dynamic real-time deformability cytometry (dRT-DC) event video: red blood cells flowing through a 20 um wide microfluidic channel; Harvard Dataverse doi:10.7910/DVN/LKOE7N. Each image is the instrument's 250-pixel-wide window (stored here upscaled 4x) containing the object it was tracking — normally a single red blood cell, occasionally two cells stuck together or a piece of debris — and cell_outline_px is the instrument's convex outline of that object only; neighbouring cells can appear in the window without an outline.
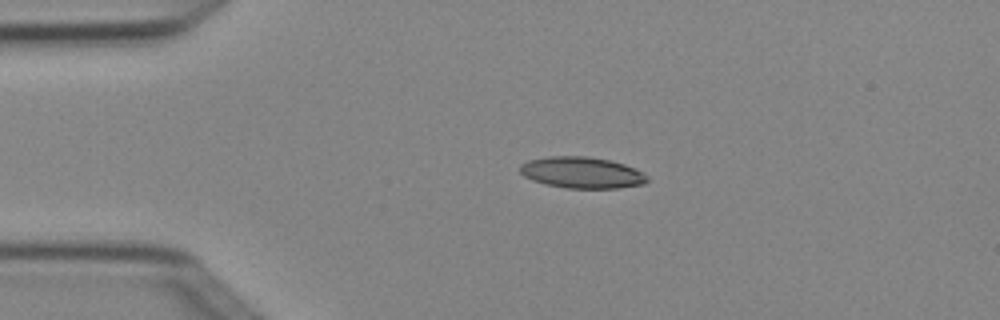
{"species": "Egyptian fruit bat (a non-hibernating species)", "species_latin": "Rousettus aegyptiacus", "temperature_condition": "cold", "stored_images_in_passage": 3, "camera_frame_rate_fps": 3000, "um_per_image_px": 0.085, "animal": {"sex": "female"}, "frame": {"image": 1, "passage_image": 2, "time_ms": 0.333, "image_size_px": [1000, 320], "cell_outline_px": [[648, 180], [644, 184], [620, 188], [568, 188], [544, 184], [532, 180], [524, 176], [520, 172], [520, 164], [528, 160], [548, 156], [588, 156], [608, 160], [624, 164], [644, 172], [648, 176]], "centroid_in_image_um": [49.46, 14.67], "position_along_channel_um": 35.5, "area_um2": 23.35}}